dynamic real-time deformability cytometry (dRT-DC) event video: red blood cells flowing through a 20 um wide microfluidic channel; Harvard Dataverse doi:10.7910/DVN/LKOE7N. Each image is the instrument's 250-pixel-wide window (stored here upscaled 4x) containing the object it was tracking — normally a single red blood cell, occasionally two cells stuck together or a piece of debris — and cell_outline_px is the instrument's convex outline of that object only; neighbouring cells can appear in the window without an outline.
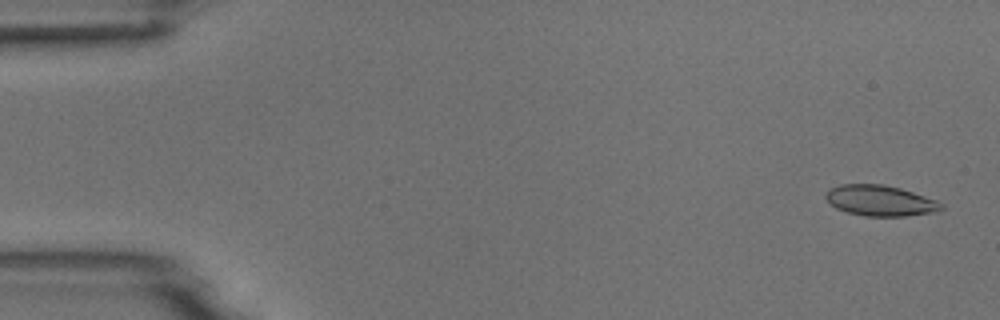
{"species": "common noctule bat (a hibernating species)", "species_latin": "Nyctalus noctula", "temperature_condition": "room temperature", "stored_images_in_passage": 5, "camera_frame_rate_fps": 3000, "um_per_image_px": 0.085, "animal": {"sex": "male", "body_mass_g": 18.8}, "frame": {"image": 1, "passage_image": 1, "time_ms": 0.0, "image_size_px": [1000, 320], "cell_outline_px": [[944, 208], [940, 212], [908, 216], [864, 216], [848, 212], [836, 208], [824, 196], [828, 188], [840, 184], [884, 184], [900, 188], [936, 200], [944, 204]], "centroid_in_image_um": [74.85, 17.05], "position_along_channel_um": 10.2, "area_um2": 20.87}}
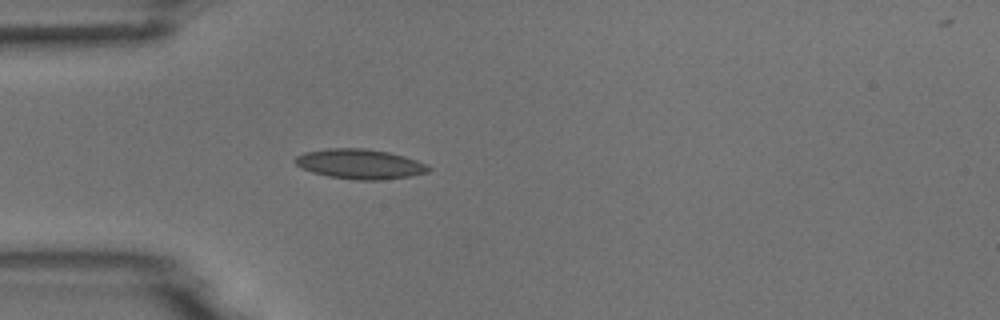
{"frame": {"image": 2, "passage_image": 5, "time_ms": 4.333, "image_size_px": [1000, 320], "cell_outline_px": [[432, 168], [428, 172], [408, 176], [380, 180], [356, 180], [328, 176], [312, 172], [300, 168], [292, 160], [296, 156], [304, 152], [328, 148], [364, 148], [388, 152], [404, 156], [428, 164]], "centroid_in_image_um": [30.56, 13.94], "position_along_channel_um": 54.4, "area_um2": 23.29}}